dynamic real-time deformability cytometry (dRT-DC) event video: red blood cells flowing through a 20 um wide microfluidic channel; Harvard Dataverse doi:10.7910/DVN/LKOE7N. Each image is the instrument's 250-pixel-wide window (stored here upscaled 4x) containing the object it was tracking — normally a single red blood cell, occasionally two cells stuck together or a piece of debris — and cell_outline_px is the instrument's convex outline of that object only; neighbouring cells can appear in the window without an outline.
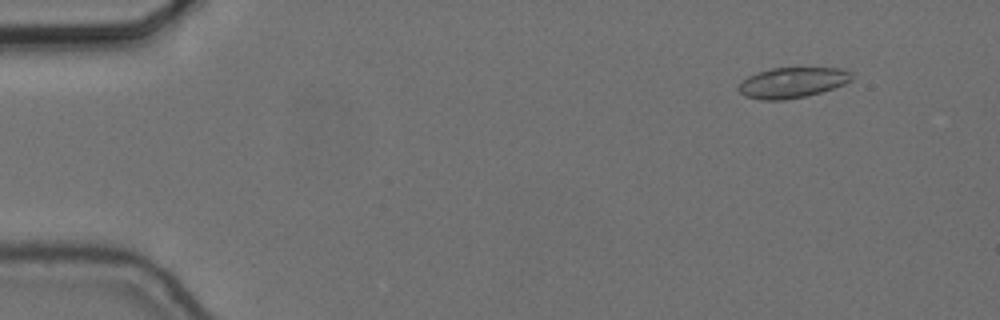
{"species": "common noctule bat (a hibernating species)", "species_latin": "Nyctalus noctula", "temperature_condition": "cold", "stored_images_in_passage": 56, "camera_frame_rate_fps": 3000, "um_per_image_px": 0.085, "animal": {"sex": "female", "body_mass_g": 24.6, "forearm_length_mm": 56.2}, "frame": {"image": 1, "passage_image": 6, "time_ms": 1.667, "image_size_px": [1000, 320], "cell_outline_px": [[852, 80], [844, 84], [820, 92], [804, 96], [784, 100], [760, 100], [744, 96], [736, 88], [748, 76], [756, 72], [772, 68], [844, 68], [852, 72]], "centroid_in_image_um": [67.34, 7.01], "position_along_channel_um": 17.7, "area_um2": 20.11}}
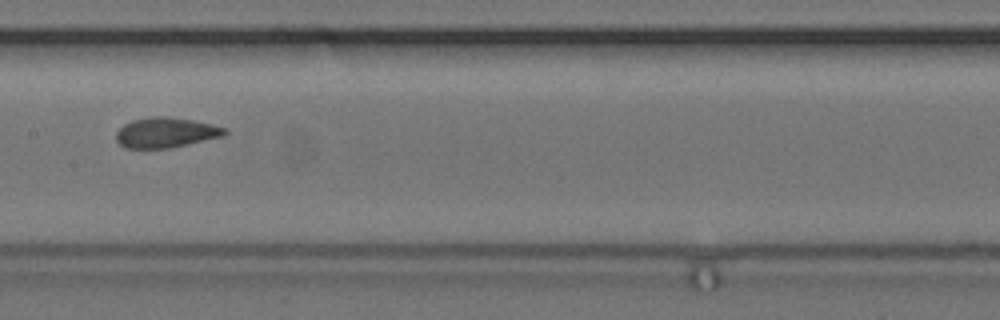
{"frame": {"image": 2, "passage_image": 29, "time_ms": 9.333, "image_size_px": [1000, 320], "cell_outline_px": [[228, 132], [224, 136], [168, 148], [124, 148], [116, 140], [116, 132], [124, 124], [132, 120], [152, 116], [164, 116], [192, 120], [212, 124], [228, 128]], "centroid_in_image_um": [14.1, 11.26], "position_along_channel_um": 193.3, "area_um2": 19.07}}
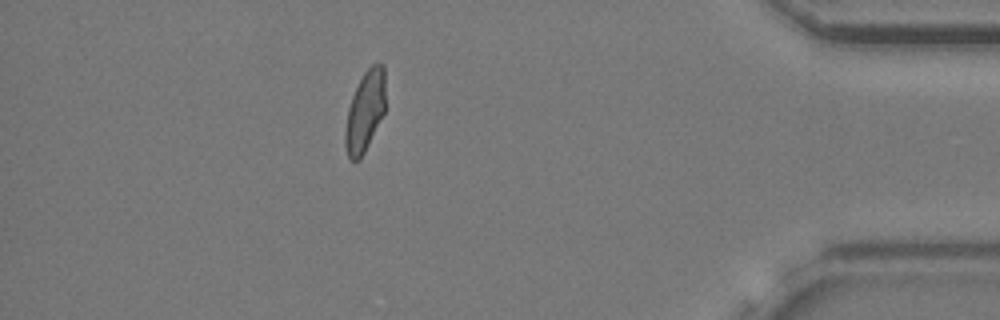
{"frame": {"image": 3, "passage_image": 50, "time_ms": 16.333, "image_size_px": [1000, 320], "cell_outline_px": [[384, 112], [360, 160], [352, 160], [348, 156], [344, 144], [344, 132], [348, 108], [352, 96], [364, 72], [372, 64], [384, 64]], "centroid_in_image_um": [31.0, 9.47], "position_along_channel_um": 404.2, "area_um2": 18.55}, "authors_computed_cell_mechanics": {"area_um2": 19.3919, "velocity_mm_per_s": 3.65, "shape_relaxation_time_tau1_ms": null, "shape_relaxation_time_tau2_ms": 0.8704, "deformation_change_tau1": null, "deformation_change_tau2": 0.0518}}